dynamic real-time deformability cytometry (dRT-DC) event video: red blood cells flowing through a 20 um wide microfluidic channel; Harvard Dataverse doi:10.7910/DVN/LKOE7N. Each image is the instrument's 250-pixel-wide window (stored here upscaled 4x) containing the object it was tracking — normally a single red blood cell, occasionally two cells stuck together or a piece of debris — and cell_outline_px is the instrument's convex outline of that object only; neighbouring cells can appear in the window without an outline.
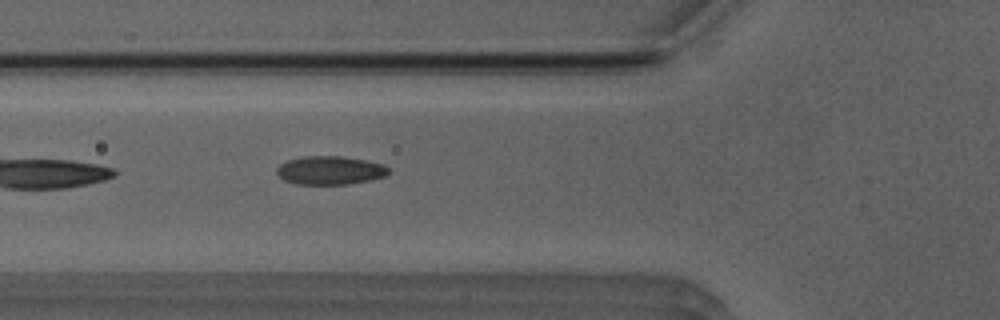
{"species": "Egyptian fruit bat (a non-hibernating species)", "species_latin": "Rousettus aegyptiacus", "temperature_condition": "room temperature", "stored_images_in_passage": 31, "camera_frame_rate_fps": 3000, "um_per_image_px": 0.085, "animal": {"sex": "male"}, "frame": {"image": 1, "passage_image": 4, "time_ms": 1.0, "image_size_px": [1000, 320], "cell_outline_px": [[392, 172], [384, 176], [372, 180], [348, 184], [296, 184], [284, 180], [276, 172], [276, 168], [280, 164], [288, 160], [304, 156], [340, 156], [364, 160], [384, 164]], "centroid_in_image_um": [28.07, 14.48], "position_along_channel_um": 97.7, "area_um2": 18.61}}
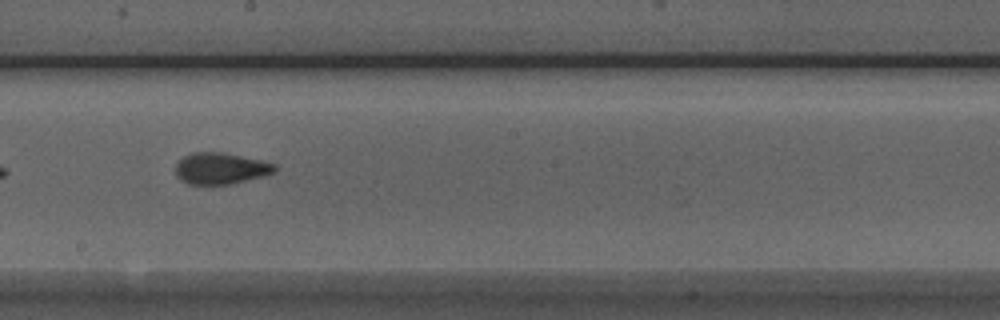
{"frame": {"image": 2, "passage_image": 14, "time_ms": 4.333, "image_size_px": [1000, 320], "cell_outline_px": [[276, 172], [264, 176], [232, 184], [188, 184], [180, 180], [176, 176], [176, 164], [184, 156], [192, 152], [220, 152], [264, 160], [276, 164]], "centroid_in_image_um": [18.78, 14.32], "position_along_channel_um": 229.4, "area_um2": 18.32}}
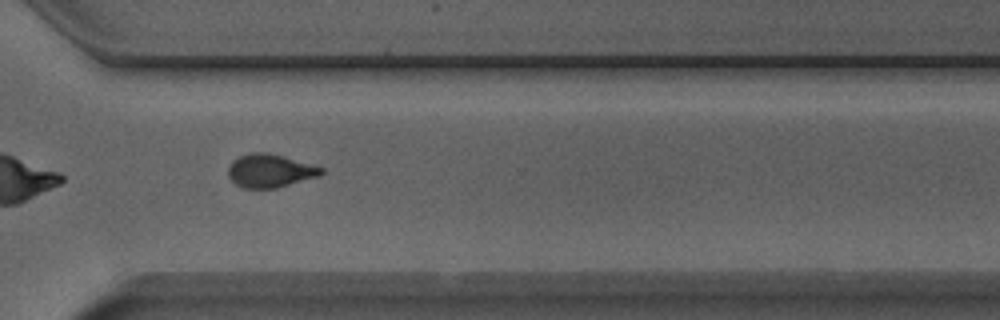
{"frame": {"image": 3, "passage_image": 23, "time_ms": 7.333, "image_size_px": [1000, 320], "cell_outline_px": [[324, 172], [320, 176], [276, 188], [244, 188], [236, 184], [228, 176], [228, 168], [232, 160], [248, 152], [268, 152], [284, 156], [324, 168]], "centroid_in_image_um": [22.95, 14.5], "position_along_channel_um": 347.6, "area_um2": 18.15}, "authors_computed_cell_mechanics": {"area_um2": 18.207, "velocity_mm_per_s": 3.9444, "shape_relaxation_time_tau1_ms": 9.6002, "shape_relaxation_time_tau2_ms": 1.3111, "deformation_change_tau1": 0.2141, "deformation_change_tau2": 0.0759}}